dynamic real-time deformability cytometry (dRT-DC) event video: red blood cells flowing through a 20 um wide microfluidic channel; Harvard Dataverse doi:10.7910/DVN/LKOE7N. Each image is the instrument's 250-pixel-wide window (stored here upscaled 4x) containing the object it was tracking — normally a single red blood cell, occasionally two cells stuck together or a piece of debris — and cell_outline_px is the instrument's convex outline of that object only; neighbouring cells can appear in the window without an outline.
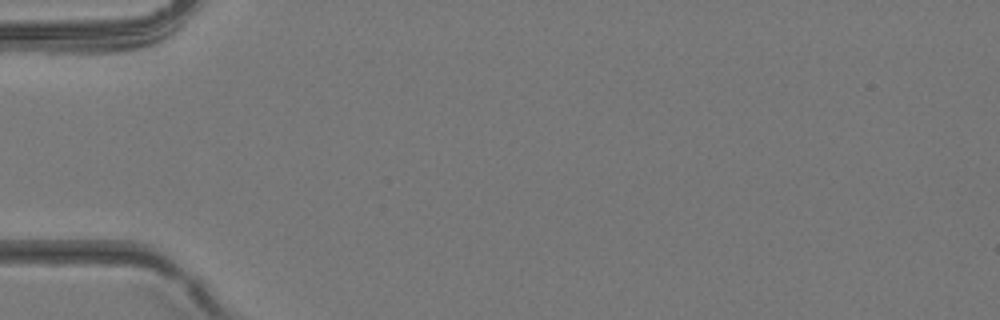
{"species": "common noctule bat (a hibernating species)", "species_latin": "Nyctalus noctula", "temperature_condition": "room temperature", "stored_images_in_passage": 35, "camera_frame_rate_fps": 3000, "um_per_image_px": 0.085, "animal": {"sex": "female", "body_mass_g": 24.6, "forearm_length_mm": 56.2}, "frame": {"image": 1, "passage_image": 1, "time_ms": 0.0, "image_size_px": [1000, 320], "cell_outline_px": [[176, 28], [172, 32], [160, 40], [152, 44], [140, 48], [124, 52], [100, 56], [48, 56], [48, 52], [60, 48], [172, 28]], "centroid_in_image_um": [9.58, 3.83], "position_along_channel_um": 75.4, "area_um2": 10.69}}